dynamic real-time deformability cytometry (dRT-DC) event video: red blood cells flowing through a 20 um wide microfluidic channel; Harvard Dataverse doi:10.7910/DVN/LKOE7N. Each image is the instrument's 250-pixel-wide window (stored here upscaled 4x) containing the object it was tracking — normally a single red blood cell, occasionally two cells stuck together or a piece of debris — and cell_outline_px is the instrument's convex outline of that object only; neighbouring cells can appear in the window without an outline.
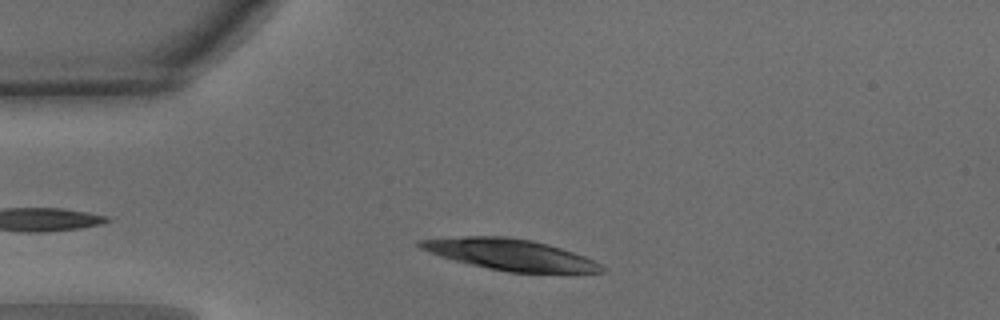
{"species": "common noctule bat (a hibernating species)", "species_latin": "Nyctalus noctula", "temperature_condition": "warm", "stored_images_in_passage": 22, "camera_frame_rate_fps": 3000, "um_per_image_px": 0.085, "animal": {"sex": "male", "body_mass_g": 15.6}, "frame": {"image": 1, "passage_image": 4, "time_ms": 1.0, "image_size_px": [1000, 320], "cell_outline_px": [[608, 268], [604, 272], [508, 272], [488, 268], [440, 256], [420, 248], [416, 244], [416, 240], [464, 236], [508, 236], [532, 240], [548, 244], [584, 256]], "centroid_in_image_um": [43.35, 21.62], "position_along_channel_um": 41.7, "area_um2": 32.6}}